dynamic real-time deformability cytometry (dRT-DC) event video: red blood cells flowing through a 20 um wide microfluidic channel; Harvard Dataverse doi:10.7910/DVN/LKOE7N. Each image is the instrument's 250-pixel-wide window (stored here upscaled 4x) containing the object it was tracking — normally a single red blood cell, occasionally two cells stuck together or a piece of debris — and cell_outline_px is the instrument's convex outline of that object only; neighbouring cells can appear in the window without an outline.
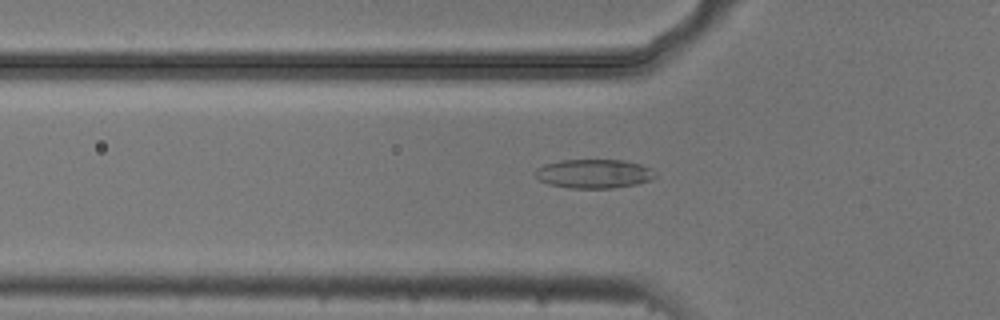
{"species": "common noctule bat (a hibernating species)", "species_latin": "Nyctalus noctula", "temperature_condition": "cold", "stored_images_in_passage": 54, "camera_frame_rate_fps": 3000, "um_per_image_px": 0.085, "animal": {"sex": "male", "body_mass_g": 20.5, "forearm_length_mm": 52.5}, "frame": {"image": 1, "passage_image": 18, "time_ms": 5.667, "image_size_px": [1000, 320], "cell_outline_px": [[656, 176], [648, 180], [636, 184], [612, 188], [568, 188], [548, 184], [540, 180], [536, 176], [536, 168], [544, 164], [560, 160], [624, 160], [640, 164], [652, 168]], "centroid_in_image_um": [50.47, 14.76], "position_along_channel_um": 75.3, "area_um2": 20.23}}
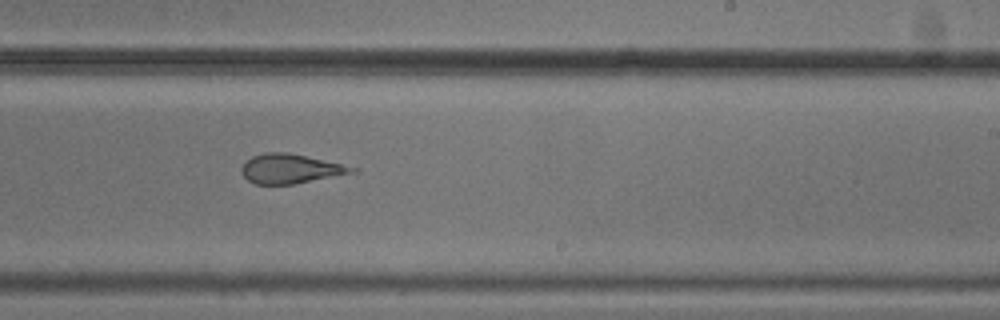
{"frame": {"image": 2, "passage_image": 33, "time_ms": 10.667, "image_size_px": [1000, 320], "cell_outline_px": [[360, 168], [356, 172], [292, 184], [256, 184], [248, 180], [240, 172], [240, 168], [252, 156], [264, 152], [288, 152]], "centroid_in_image_um": [24.68, 14.33], "position_along_channel_um": 264.3, "area_um2": 18.79}}
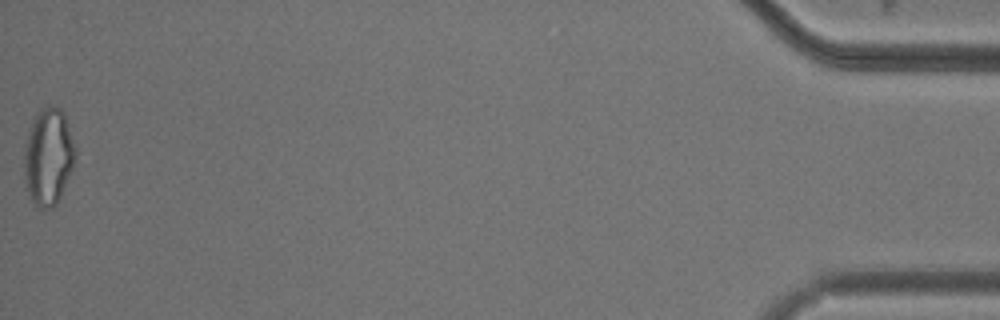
{"frame": {"image": 3, "passage_image": 54, "time_ms": 17.667, "image_size_px": [1000, 320], "cell_outline_px": [[76, 152], [72, 168], [60, 196], [56, 204], [52, 208], [40, 208], [32, 200], [28, 192], [24, 176], [24, 152], [28, 132], [32, 120], [36, 112], [40, 108], [48, 104], [60, 108], [64, 112], [76, 148]], "centroid_in_image_um": [4.1, 13.26], "position_along_channel_um": 431.1, "area_um2": 28.9}, "authors_computed_cell_mechanics": {"area_um2": 21.5883, "velocity_mm_per_s": 3.7564, "shape_relaxation_time_tau1_ms": 2.4355, "shape_relaxation_time_tau2_ms": 7.8955, "deformation_change_tau1": 0.0402, "deformation_change_tau2": 0.2425}}